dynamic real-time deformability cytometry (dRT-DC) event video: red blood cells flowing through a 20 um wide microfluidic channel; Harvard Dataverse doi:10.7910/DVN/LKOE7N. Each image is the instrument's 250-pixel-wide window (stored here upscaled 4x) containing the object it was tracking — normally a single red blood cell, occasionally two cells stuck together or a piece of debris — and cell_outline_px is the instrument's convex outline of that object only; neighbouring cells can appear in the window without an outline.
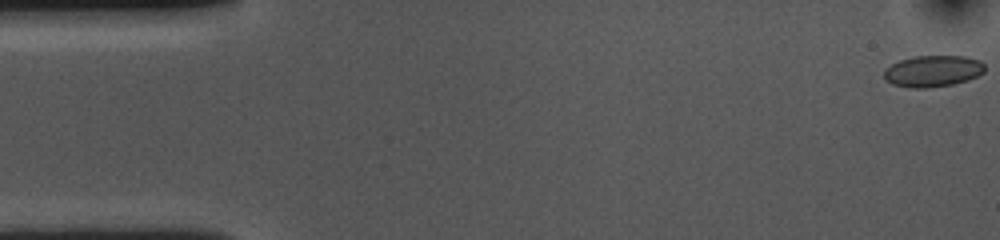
{"species": "common noctule bat (a hibernating species)", "species_latin": "Nyctalus noctula", "temperature_condition": "cold", "stored_images_in_passage": 55, "camera_frame_rate_fps": 3000, "um_per_image_px": 0.085, "animal": {"sex": "female", "body_mass_g": 10.0, "forearm_length_mm": 53.1}, "frame": {"image": 1, "passage_image": 1, "time_ms": 0.0, "image_size_px": [1000, 240], "cell_outline_px": [[984, 72], [968, 80], [952, 84], [928, 88], [908, 88], [892, 84], [884, 80], [884, 68], [900, 60], [912, 56], [964, 56], [980, 60], [984, 64]], "centroid_in_image_um": [79.26, 6.04], "position_along_channel_um": 5.7, "area_um2": 18.61}}
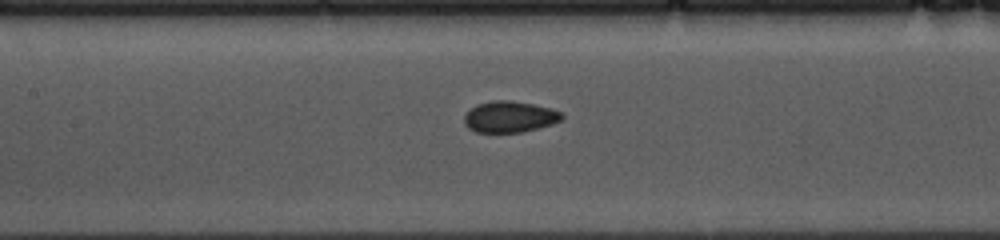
{"frame": {"image": 2, "passage_image": 24, "time_ms": 7.667, "image_size_px": [1000, 240], "cell_outline_px": [[564, 116], [560, 120], [552, 124], [520, 132], [476, 132], [468, 128], [464, 124], [464, 116], [476, 104], [492, 100], [508, 100], [532, 104], [552, 108], [560, 112]], "centroid_in_image_um": [43.3, 9.92], "position_along_channel_um": 164.1, "area_um2": 17.63}}
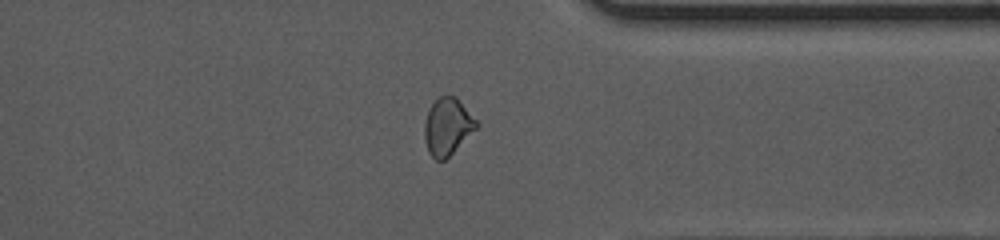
{"frame": {"image": 3, "passage_image": 42, "time_ms": 13.667, "image_size_px": [1000, 240], "cell_outline_px": [[480, 124], [444, 160], [436, 160], [428, 152], [424, 140], [424, 124], [428, 108], [440, 96], [456, 96]], "centroid_in_image_um": [38.01, 10.74], "position_along_channel_um": 373.4, "area_um2": 17.05}, "authors_computed_cell_mechanics": {"area_um2": 17.7446, "velocity_mm_per_s": 3.6033, "shape_relaxation_time_tau1_ms": 5.8972, "shape_relaxation_time_tau2_ms": 1.5956, "deformation_change_tau1": 0.0993, "deformation_change_tau2": 0.0565}}